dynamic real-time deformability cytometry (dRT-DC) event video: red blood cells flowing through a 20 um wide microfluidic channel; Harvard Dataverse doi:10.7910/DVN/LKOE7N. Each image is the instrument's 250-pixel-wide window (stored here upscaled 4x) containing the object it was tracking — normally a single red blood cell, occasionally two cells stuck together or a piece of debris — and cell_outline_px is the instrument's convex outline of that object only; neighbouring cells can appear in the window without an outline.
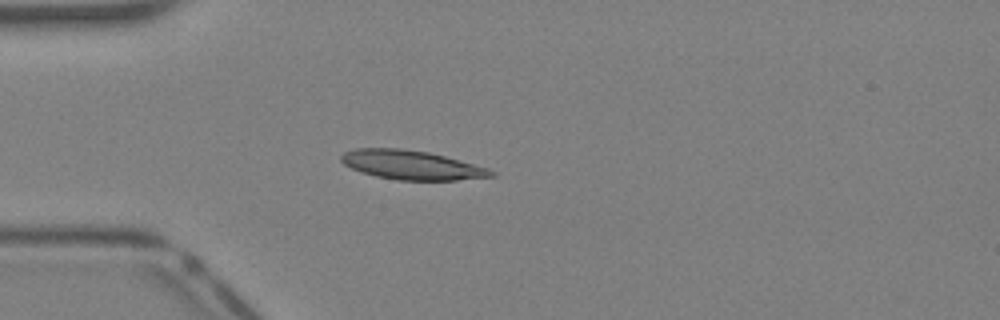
{"species": "Egyptian fruit bat (a non-hibernating species)", "species_latin": "Rousettus aegyptiacus", "temperature_condition": "warm", "stored_images_in_passage": 29, "camera_frame_rate_fps": 3000, "um_per_image_px": 0.085, "animal": {"sex": "female"}, "frame": {"image": 1, "passage_image": 1, "time_ms": 0.0, "image_size_px": [1000, 320], "cell_outline_px": [[496, 176], [456, 180], [396, 180], [376, 176], [352, 168], [344, 164], [340, 160], [340, 156], [344, 152], [356, 148], [400, 148], [428, 152], [444, 156], [488, 168], [496, 172]], "centroid_in_image_um": [34.98, 14.02], "position_along_channel_um": 50.0, "area_um2": 25.32}}
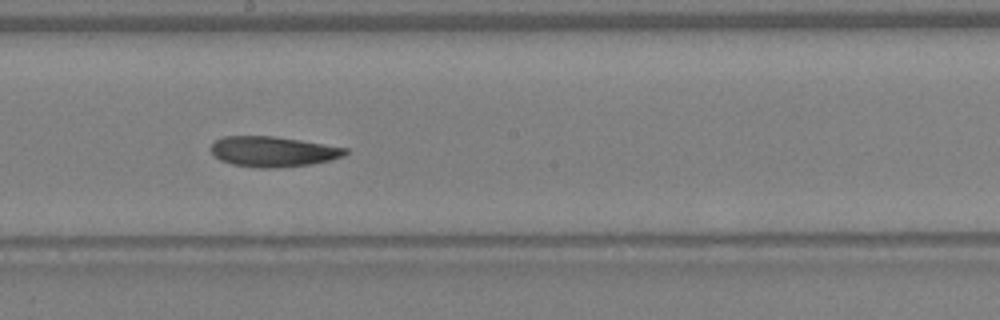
{"frame": {"image": 2, "passage_image": 12, "time_ms": 3.667, "image_size_px": [1000, 320], "cell_outline_px": [[348, 152], [344, 156], [332, 160], [312, 164], [276, 168], [260, 168], [232, 164], [220, 160], [212, 152], [212, 144], [216, 140], [224, 136], [276, 136], [348, 148]], "centroid_in_image_um": [23.24, 12.88], "position_along_channel_um": 225.0, "area_um2": 23.76}}
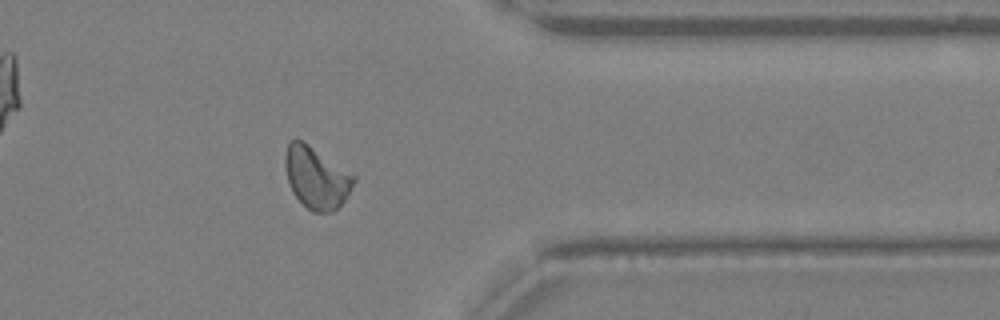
{"frame": {"image": 3, "passage_image": 22, "time_ms": 7.0, "image_size_px": [1000, 320], "cell_outline_px": [[356, 180], [344, 200], [332, 212], [312, 212], [292, 192], [288, 184], [284, 164], [284, 156], [288, 144], [292, 140], [300, 140], [308, 144], [356, 176]], "centroid_in_image_um": [26.87, 15.1], "position_along_channel_um": 384.5, "area_um2": 24.39}}